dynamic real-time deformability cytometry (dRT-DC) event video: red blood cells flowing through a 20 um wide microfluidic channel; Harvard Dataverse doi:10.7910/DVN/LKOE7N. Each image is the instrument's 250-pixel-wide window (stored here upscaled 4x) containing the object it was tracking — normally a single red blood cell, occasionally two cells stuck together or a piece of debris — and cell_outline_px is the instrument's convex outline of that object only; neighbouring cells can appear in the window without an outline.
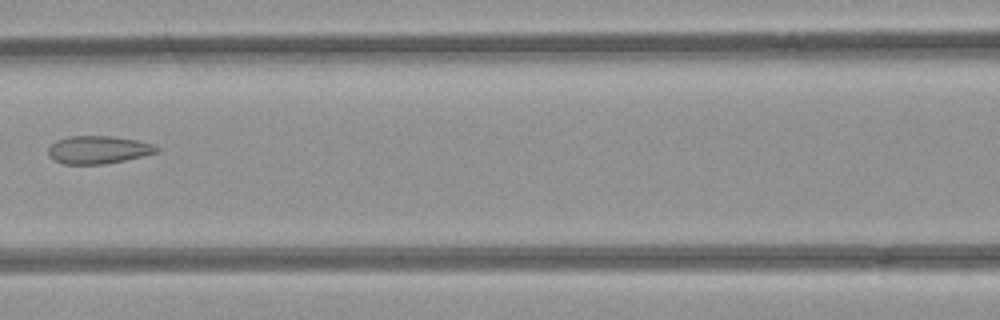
{"species": "common noctule bat (a hibernating species)", "species_latin": "Nyctalus noctula", "temperature_condition": "room temperature", "stored_images_in_passage": 8, "camera_frame_rate_fps": 3000, "um_per_image_px": 0.085, "animal": {"sex": "female", "body_mass_g": 21.9}, "frame": {"image": 1, "passage_image": 8, "time_ms": 2.333, "image_size_px": [1000, 320], "cell_outline_px": [[160, 148], [156, 152], [124, 160], [104, 164], [64, 164], [48, 156], [48, 148], [56, 140], [68, 136], [112, 136], [136, 140], [152, 144]], "centroid_in_image_um": [8.31, 12.72], "position_along_channel_um": 158.3, "area_um2": 17.4}}